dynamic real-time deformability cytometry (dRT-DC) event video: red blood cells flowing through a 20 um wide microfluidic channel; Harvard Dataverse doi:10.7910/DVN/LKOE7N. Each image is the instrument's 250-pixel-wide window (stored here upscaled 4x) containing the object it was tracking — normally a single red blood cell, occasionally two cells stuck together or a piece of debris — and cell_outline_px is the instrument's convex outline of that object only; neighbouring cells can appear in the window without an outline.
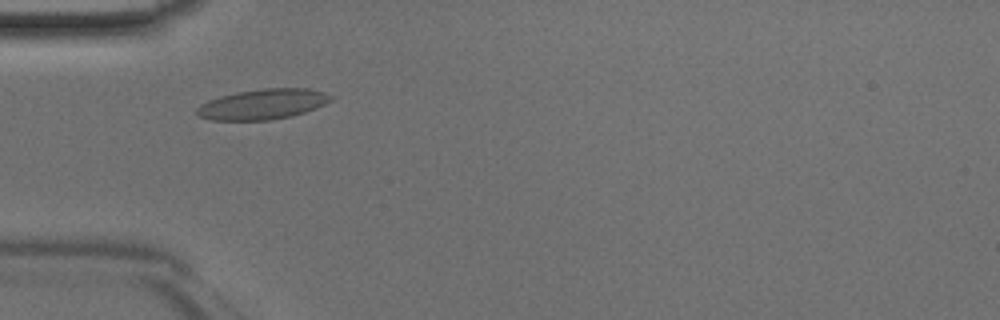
{"species": "Egyptian fruit bat (a non-hibernating species)", "species_latin": "Rousettus aegyptiacus", "temperature_condition": "room temperature", "stored_images_in_passage": 42, "camera_frame_rate_fps": 3000, "um_per_image_px": 0.085, "animal": {"sex": "male"}, "frame": {"image": 1, "passage_image": 10, "time_ms": 3.0, "image_size_px": [1000, 320], "cell_outline_px": [[332, 100], [316, 108], [292, 116], [268, 120], [212, 120], [200, 116], [196, 112], [196, 108], [200, 104], [208, 100], [236, 92], [264, 88], [308, 88], [324, 92], [332, 96]], "centroid_in_image_um": [22.34, 8.85], "position_along_channel_um": 62.7, "area_um2": 23.58}}
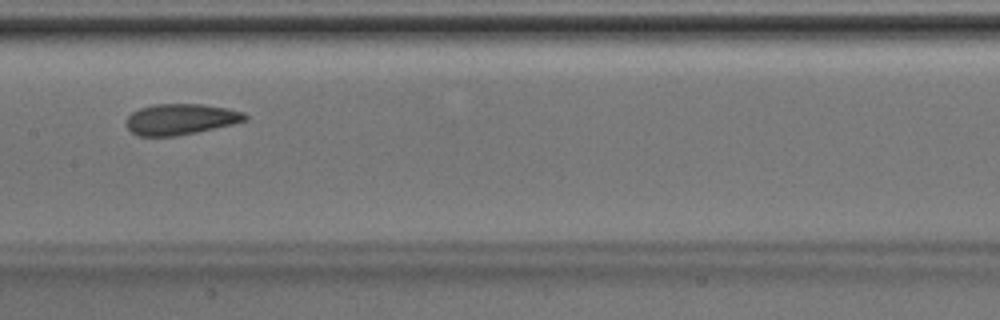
{"frame": {"image": 2, "passage_image": 19, "time_ms": 6.0, "image_size_px": [1000, 320], "cell_outline_px": [[248, 120], [232, 124], [196, 132], [176, 136], [136, 136], [128, 132], [124, 124], [124, 120], [132, 112], [140, 108], [156, 104], [204, 104], [228, 108], [244, 112], [248, 116]], "centroid_in_image_um": [15.3, 10.14], "position_along_channel_um": 192.1, "area_um2": 21.73}}
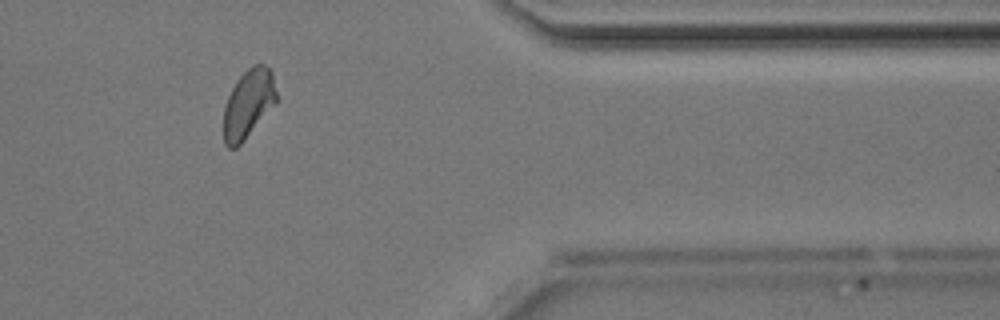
{"frame": {"image": 3, "passage_image": 34, "time_ms": 11.0, "image_size_px": [1000, 320], "cell_outline_px": [[276, 104], [244, 140], [236, 148], [228, 148], [224, 144], [224, 108], [228, 96], [236, 80], [252, 64], [264, 64], [272, 72], [276, 92]], "centroid_in_image_um": [21.11, 8.82], "position_along_channel_um": 390.3, "area_um2": 21.1}}